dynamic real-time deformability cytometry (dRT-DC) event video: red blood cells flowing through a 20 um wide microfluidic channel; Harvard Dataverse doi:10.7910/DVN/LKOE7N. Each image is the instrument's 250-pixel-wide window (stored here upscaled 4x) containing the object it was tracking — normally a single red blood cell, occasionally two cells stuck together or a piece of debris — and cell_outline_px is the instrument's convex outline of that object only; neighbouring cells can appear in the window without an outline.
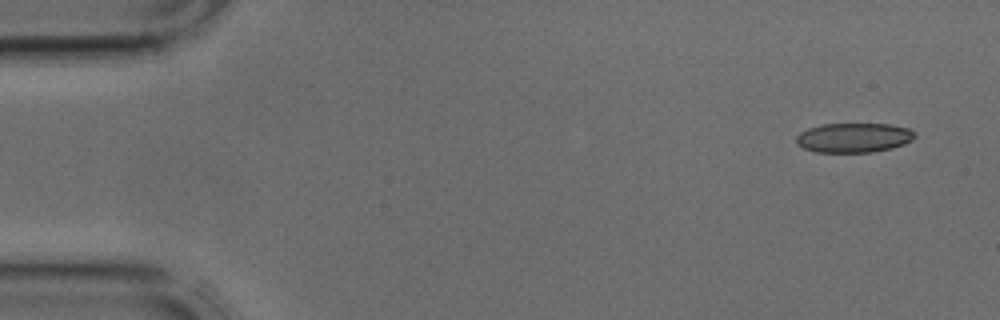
{"species": "common noctule bat (a hibernating species)", "species_latin": "Nyctalus noctula", "temperature_condition": "cold", "stored_images_in_passage": 3, "camera_frame_rate_fps": 3000, "um_per_image_px": 0.085, "animal": {"sex": "male", "body_mass_g": 17.9, "forearm_length_mm": 54.2}, "frame": {"image": 1, "passage_image": 1, "time_ms": 0.0, "image_size_px": [1000, 320], "cell_outline_px": [[916, 136], [912, 140], [904, 144], [892, 148], [872, 152], [816, 152], [804, 148], [796, 144], [796, 136], [800, 132], [808, 128], [820, 124], [888, 124], [908, 128], [916, 132]], "centroid_in_image_um": [72.57, 11.7], "position_along_channel_um": 12.4, "area_um2": 20.52}}